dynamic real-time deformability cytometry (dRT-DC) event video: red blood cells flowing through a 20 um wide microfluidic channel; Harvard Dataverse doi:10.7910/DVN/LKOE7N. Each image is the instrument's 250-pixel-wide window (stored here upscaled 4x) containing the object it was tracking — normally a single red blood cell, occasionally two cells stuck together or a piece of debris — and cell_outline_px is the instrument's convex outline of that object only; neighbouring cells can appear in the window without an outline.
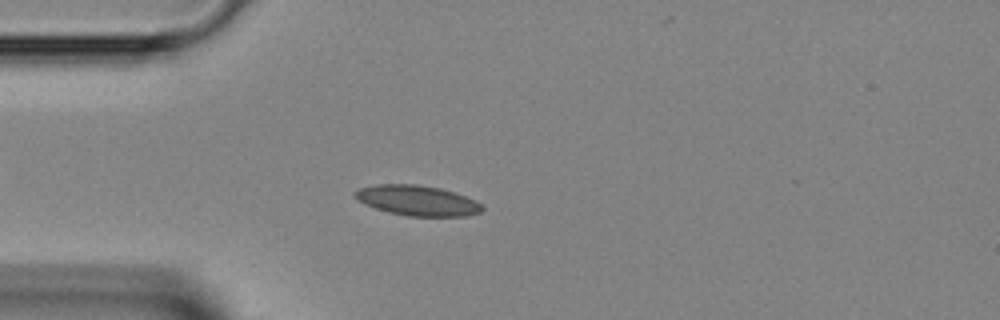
{"species": "Egyptian fruit bat (a non-hibernating species)", "species_latin": "Rousettus aegyptiacus", "temperature_condition": "room temperature", "stored_images_in_passage": 41, "camera_frame_rate_fps": 3000, "um_per_image_px": 0.085, "animal": {"sex": "female"}, "frame": {"image": 1, "passage_image": 9, "time_ms": 2.667, "image_size_px": [1000, 320], "cell_outline_px": [[484, 208], [480, 212], [464, 216], [408, 216], [388, 212], [364, 204], [352, 196], [352, 192], [360, 188], [376, 184], [416, 184], [440, 188], [476, 200]], "centroid_in_image_um": [35.42, 17.04], "position_along_channel_um": 49.6, "area_um2": 22.37}}
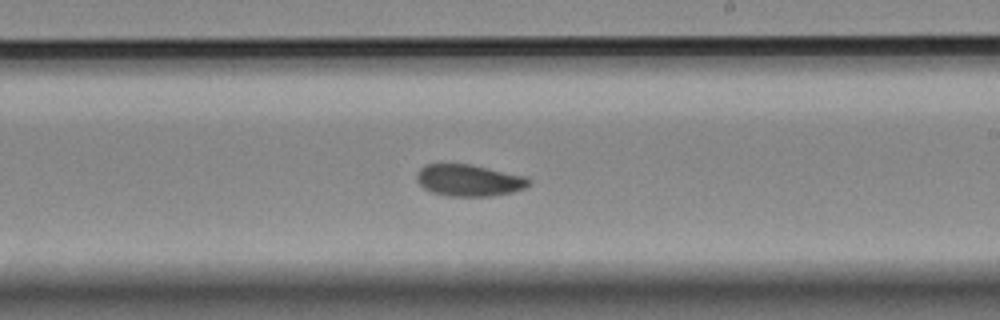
{"frame": {"image": 2, "passage_image": 23, "time_ms": 7.333, "image_size_px": [1000, 320], "cell_outline_px": [[532, 184], [524, 188], [512, 192], [492, 196], [448, 196], [432, 192], [424, 188], [416, 180], [416, 176], [420, 168], [424, 164], [440, 160], [472, 164], [524, 176], [532, 180]], "centroid_in_image_um": [39.81, 15.28], "position_along_channel_um": 249.2, "area_um2": 21.5}}
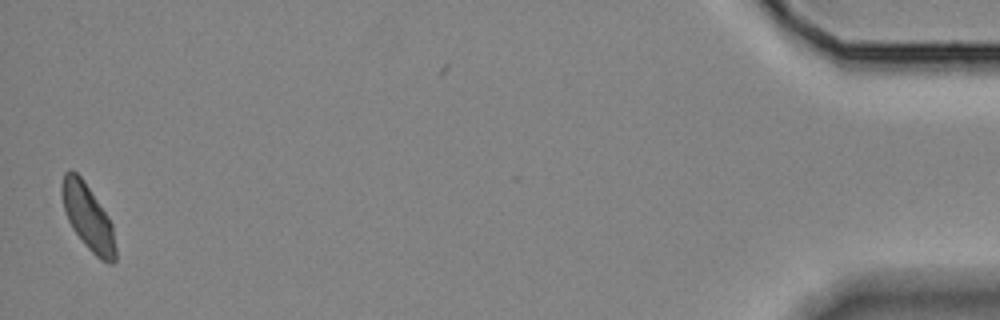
{"frame": {"image": 3, "passage_image": 41, "time_ms": 13.333, "image_size_px": [1000, 320], "cell_outline_px": [[116, 260], [112, 264], [108, 264], [100, 260], [84, 244], [72, 228], [68, 220], [64, 208], [60, 188], [64, 172], [68, 168], [76, 172], [84, 180], [108, 216], [112, 224], [116, 248]], "centroid_in_image_um": [7.48, 18.46], "position_along_channel_um": 427.7, "area_um2": 20.69}}